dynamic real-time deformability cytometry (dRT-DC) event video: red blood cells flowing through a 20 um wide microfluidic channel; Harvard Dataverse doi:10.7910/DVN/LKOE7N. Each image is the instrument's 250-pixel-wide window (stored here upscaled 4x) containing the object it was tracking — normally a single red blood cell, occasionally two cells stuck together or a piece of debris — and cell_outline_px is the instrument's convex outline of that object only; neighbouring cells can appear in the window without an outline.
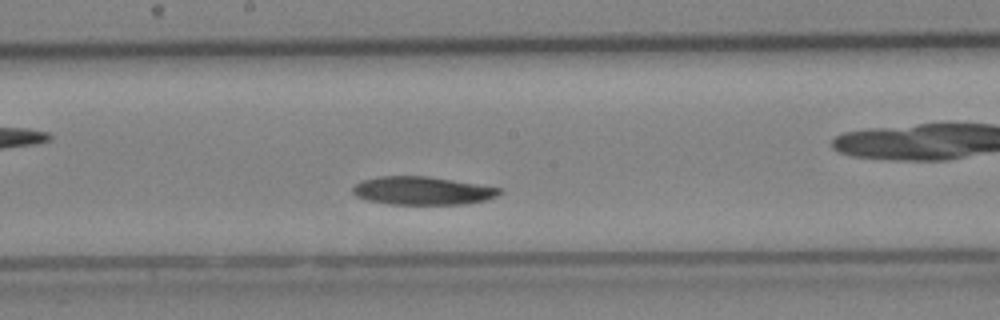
{"species": "Egyptian fruit bat (a non-hibernating species)", "species_latin": "Rousettus aegyptiacus", "temperature_condition": "cold", "stored_images_in_passage": 18, "camera_frame_rate_fps": 3000, "um_per_image_px": 0.085, "animal": {"sex": "female"}, "frame": {"image": 1, "passage_image": 11, "time_ms": 3.333, "image_size_px": [1000, 320], "cell_outline_px": [[504, 192], [496, 196], [484, 200], [468, 204], [388, 204], [368, 200], [356, 196], [352, 192], [352, 188], [360, 180], [380, 176], [428, 176], [504, 188]], "centroid_in_image_um": [35.92, 16.2], "position_along_channel_um": 212.3, "area_um2": 24.28}}